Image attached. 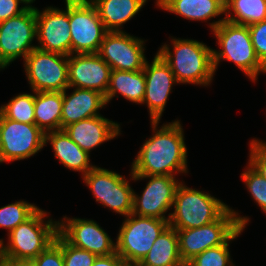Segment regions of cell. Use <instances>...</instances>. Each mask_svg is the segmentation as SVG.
Segmentation results:
<instances>
[{
    "instance_id": "83f0119b",
    "label": "cell",
    "mask_w": 266,
    "mask_h": 266,
    "mask_svg": "<svg viewBox=\"0 0 266 266\" xmlns=\"http://www.w3.org/2000/svg\"><path fill=\"white\" fill-rule=\"evenodd\" d=\"M0 112L11 120L21 123H35L34 117V95L19 94L12 98L7 104L0 107Z\"/></svg>"
},
{
    "instance_id": "1f68e13d",
    "label": "cell",
    "mask_w": 266,
    "mask_h": 266,
    "mask_svg": "<svg viewBox=\"0 0 266 266\" xmlns=\"http://www.w3.org/2000/svg\"><path fill=\"white\" fill-rule=\"evenodd\" d=\"M27 264L29 266H64L62 236L58 233L55 241Z\"/></svg>"
},
{
    "instance_id": "7c38bea8",
    "label": "cell",
    "mask_w": 266,
    "mask_h": 266,
    "mask_svg": "<svg viewBox=\"0 0 266 266\" xmlns=\"http://www.w3.org/2000/svg\"><path fill=\"white\" fill-rule=\"evenodd\" d=\"M83 178L97 202L125 217L132 213L134 190L122 175L94 166Z\"/></svg>"
},
{
    "instance_id": "2e32d148",
    "label": "cell",
    "mask_w": 266,
    "mask_h": 266,
    "mask_svg": "<svg viewBox=\"0 0 266 266\" xmlns=\"http://www.w3.org/2000/svg\"><path fill=\"white\" fill-rule=\"evenodd\" d=\"M63 219L61 222L58 221V233L72 246L97 256H107L116 252V243L96 221L67 217Z\"/></svg>"
},
{
    "instance_id": "f1b7e54d",
    "label": "cell",
    "mask_w": 266,
    "mask_h": 266,
    "mask_svg": "<svg viewBox=\"0 0 266 266\" xmlns=\"http://www.w3.org/2000/svg\"><path fill=\"white\" fill-rule=\"evenodd\" d=\"M39 208L26 201H16L0 208V227L9 233L19 224L29 219Z\"/></svg>"
},
{
    "instance_id": "6da1fadb",
    "label": "cell",
    "mask_w": 266,
    "mask_h": 266,
    "mask_svg": "<svg viewBox=\"0 0 266 266\" xmlns=\"http://www.w3.org/2000/svg\"><path fill=\"white\" fill-rule=\"evenodd\" d=\"M159 121H151L155 133L145 141L132 163V175L175 176L187 173V148L180 121L166 123L159 130Z\"/></svg>"
},
{
    "instance_id": "e0dca14e",
    "label": "cell",
    "mask_w": 266,
    "mask_h": 266,
    "mask_svg": "<svg viewBox=\"0 0 266 266\" xmlns=\"http://www.w3.org/2000/svg\"><path fill=\"white\" fill-rule=\"evenodd\" d=\"M111 68L97 53L68 56L70 88L92 89L104 96L109 85Z\"/></svg>"
},
{
    "instance_id": "5b68a950",
    "label": "cell",
    "mask_w": 266,
    "mask_h": 266,
    "mask_svg": "<svg viewBox=\"0 0 266 266\" xmlns=\"http://www.w3.org/2000/svg\"><path fill=\"white\" fill-rule=\"evenodd\" d=\"M174 212L168 214L175 229H192L217 220L229 207L210 194L180 183L173 201Z\"/></svg>"
},
{
    "instance_id": "ac0fdd59",
    "label": "cell",
    "mask_w": 266,
    "mask_h": 266,
    "mask_svg": "<svg viewBox=\"0 0 266 266\" xmlns=\"http://www.w3.org/2000/svg\"><path fill=\"white\" fill-rule=\"evenodd\" d=\"M143 70L146 86L142 104H147L151 121H160L171 87L177 81L170 66L158 53L151 64L146 61Z\"/></svg>"
},
{
    "instance_id": "4dcf8cb0",
    "label": "cell",
    "mask_w": 266,
    "mask_h": 266,
    "mask_svg": "<svg viewBox=\"0 0 266 266\" xmlns=\"http://www.w3.org/2000/svg\"><path fill=\"white\" fill-rule=\"evenodd\" d=\"M242 174L252 198L258 203L259 207L266 213V179L259 174L250 164Z\"/></svg>"
},
{
    "instance_id": "9a60e30c",
    "label": "cell",
    "mask_w": 266,
    "mask_h": 266,
    "mask_svg": "<svg viewBox=\"0 0 266 266\" xmlns=\"http://www.w3.org/2000/svg\"><path fill=\"white\" fill-rule=\"evenodd\" d=\"M66 10L48 7L40 12L36 9V33L40 46L37 48L71 55V34L69 23V0H65Z\"/></svg>"
},
{
    "instance_id": "f546056e",
    "label": "cell",
    "mask_w": 266,
    "mask_h": 266,
    "mask_svg": "<svg viewBox=\"0 0 266 266\" xmlns=\"http://www.w3.org/2000/svg\"><path fill=\"white\" fill-rule=\"evenodd\" d=\"M244 229L239 228L224 244L206 249L188 263L191 266H234L230 259L229 242L236 239Z\"/></svg>"
},
{
    "instance_id": "603a6c76",
    "label": "cell",
    "mask_w": 266,
    "mask_h": 266,
    "mask_svg": "<svg viewBox=\"0 0 266 266\" xmlns=\"http://www.w3.org/2000/svg\"><path fill=\"white\" fill-rule=\"evenodd\" d=\"M145 86L143 69L140 71L111 70L105 95L106 103H109L117 93H120L127 100L142 104L145 96Z\"/></svg>"
},
{
    "instance_id": "60d3db41",
    "label": "cell",
    "mask_w": 266,
    "mask_h": 266,
    "mask_svg": "<svg viewBox=\"0 0 266 266\" xmlns=\"http://www.w3.org/2000/svg\"><path fill=\"white\" fill-rule=\"evenodd\" d=\"M163 0H157V6L162 2Z\"/></svg>"
},
{
    "instance_id": "8992f818",
    "label": "cell",
    "mask_w": 266,
    "mask_h": 266,
    "mask_svg": "<svg viewBox=\"0 0 266 266\" xmlns=\"http://www.w3.org/2000/svg\"><path fill=\"white\" fill-rule=\"evenodd\" d=\"M228 208L214 222L192 229H176L179 254L183 262H189L206 249L224 244L239 228L245 229L249 218Z\"/></svg>"
},
{
    "instance_id": "d4e9b609",
    "label": "cell",
    "mask_w": 266,
    "mask_h": 266,
    "mask_svg": "<svg viewBox=\"0 0 266 266\" xmlns=\"http://www.w3.org/2000/svg\"><path fill=\"white\" fill-rule=\"evenodd\" d=\"M161 9L186 19L207 21L225 13V0H163Z\"/></svg>"
},
{
    "instance_id": "f35d334b",
    "label": "cell",
    "mask_w": 266,
    "mask_h": 266,
    "mask_svg": "<svg viewBox=\"0 0 266 266\" xmlns=\"http://www.w3.org/2000/svg\"><path fill=\"white\" fill-rule=\"evenodd\" d=\"M8 266H29L27 263H9Z\"/></svg>"
},
{
    "instance_id": "44dd1931",
    "label": "cell",
    "mask_w": 266,
    "mask_h": 266,
    "mask_svg": "<svg viewBox=\"0 0 266 266\" xmlns=\"http://www.w3.org/2000/svg\"><path fill=\"white\" fill-rule=\"evenodd\" d=\"M50 142L55 157L66 167L86 175L94 165H90L89 154L82 150L64 130L45 133V144Z\"/></svg>"
},
{
    "instance_id": "3957f363",
    "label": "cell",
    "mask_w": 266,
    "mask_h": 266,
    "mask_svg": "<svg viewBox=\"0 0 266 266\" xmlns=\"http://www.w3.org/2000/svg\"><path fill=\"white\" fill-rule=\"evenodd\" d=\"M222 50H213V66L216 71L219 62L232 61L252 81L257 80L260 72L266 73V67L256 56L249 28L246 25L230 23L222 18L210 23Z\"/></svg>"
},
{
    "instance_id": "d6a6232c",
    "label": "cell",
    "mask_w": 266,
    "mask_h": 266,
    "mask_svg": "<svg viewBox=\"0 0 266 266\" xmlns=\"http://www.w3.org/2000/svg\"><path fill=\"white\" fill-rule=\"evenodd\" d=\"M62 256L64 266H92L97 255L69 244L62 237Z\"/></svg>"
},
{
    "instance_id": "9c48e42d",
    "label": "cell",
    "mask_w": 266,
    "mask_h": 266,
    "mask_svg": "<svg viewBox=\"0 0 266 266\" xmlns=\"http://www.w3.org/2000/svg\"><path fill=\"white\" fill-rule=\"evenodd\" d=\"M71 54L98 53L108 30L90 0H69Z\"/></svg>"
},
{
    "instance_id": "8d00e7d4",
    "label": "cell",
    "mask_w": 266,
    "mask_h": 266,
    "mask_svg": "<svg viewBox=\"0 0 266 266\" xmlns=\"http://www.w3.org/2000/svg\"><path fill=\"white\" fill-rule=\"evenodd\" d=\"M92 266H129L117 253L107 256H97Z\"/></svg>"
},
{
    "instance_id": "d590c367",
    "label": "cell",
    "mask_w": 266,
    "mask_h": 266,
    "mask_svg": "<svg viewBox=\"0 0 266 266\" xmlns=\"http://www.w3.org/2000/svg\"><path fill=\"white\" fill-rule=\"evenodd\" d=\"M20 3L26 6L19 7ZM31 3L28 0H0V22L20 15Z\"/></svg>"
},
{
    "instance_id": "7a4b0ae2",
    "label": "cell",
    "mask_w": 266,
    "mask_h": 266,
    "mask_svg": "<svg viewBox=\"0 0 266 266\" xmlns=\"http://www.w3.org/2000/svg\"><path fill=\"white\" fill-rule=\"evenodd\" d=\"M173 52L164 44L158 54L170 66L177 83L210 85L215 73L213 49L190 39H173Z\"/></svg>"
},
{
    "instance_id": "ab89813d",
    "label": "cell",
    "mask_w": 266,
    "mask_h": 266,
    "mask_svg": "<svg viewBox=\"0 0 266 266\" xmlns=\"http://www.w3.org/2000/svg\"><path fill=\"white\" fill-rule=\"evenodd\" d=\"M179 266H191L188 262H183L181 265Z\"/></svg>"
},
{
    "instance_id": "8fae6325",
    "label": "cell",
    "mask_w": 266,
    "mask_h": 266,
    "mask_svg": "<svg viewBox=\"0 0 266 266\" xmlns=\"http://www.w3.org/2000/svg\"><path fill=\"white\" fill-rule=\"evenodd\" d=\"M45 145V133L35 123H21L0 112V163L27 159Z\"/></svg>"
},
{
    "instance_id": "74e56055",
    "label": "cell",
    "mask_w": 266,
    "mask_h": 266,
    "mask_svg": "<svg viewBox=\"0 0 266 266\" xmlns=\"http://www.w3.org/2000/svg\"><path fill=\"white\" fill-rule=\"evenodd\" d=\"M8 265H9V262H8L7 258L5 257V255L0 250V266H8Z\"/></svg>"
},
{
    "instance_id": "7402d4cb",
    "label": "cell",
    "mask_w": 266,
    "mask_h": 266,
    "mask_svg": "<svg viewBox=\"0 0 266 266\" xmlns=\"http://www.w3.org/2000/svg\"><path fill=\"white\" fill-rule=\"evenodd\" d=\"M108 31H121L120 27L133 18L147 0H90Z\"/></svg>"
},
{
    "instance_id": "e575fe53",
    "label": "cell",
    "mask_w": 266,
    "mask_h": 266,
    "mask_svg": "<svg viewBox=\"0 0 266 266\" xmlns=\"http://www.w3.org/2000/svg\"><path fill=\"white\" fill-rule=\"evenodd\" d=\"M250 146L249 164L266 179V142L253 139Z\"/></svg>"
},
{
    "instance_id": "4316f807",
    "label": "cell",
    "mask_w": 266,
    "mask_h": 266,
    "mask_svg": "<svg viewBox=\"0 0 266 266\" xmlns=\"http://www.w3.org/2000/svg\"><path fill=\"white\" fill-rule=\"evenodd\" d=\"M225 13L226 21L250 26L266 19V0H225Z\"/></svg>"
},
{
    "instance_id": "5bb4252c",
    "label": "cell",
    "mask_w": 266,
    "mask_h": 266,
    "mask_svg": "<svg viewBox=\"0 0 266 266\" xmlns=\"http://www.w3.org/2000/svg\"><path fill=\"white\" fill-rule=\"evenodd\" d=\"M131 179L139 180L150 178L141 196L134 192L132 213L141 217H153L169 219L164 214L171 207L175 198V192L181 182L176 177L162 175H132Z\"/></svg>"
},
{
    "instance_id": "cb8c5ba5",
    "label": "cell",
    "mask_w": 266,
    "mask_h": 266,
    "mask_svg": "<svg viewBox=\"0 0 266 266\" xmlns=\"http://www.w3.org/2000/svg\"><path fill=\"white\" fill-rule=\"evenodd\" d=\"M182 263L177 231L168 225L137 266H179Z\"/></svg>"
},
{
    "instance_id": "484cf974",
    "label": "cell",
    "mask_w": 266,
    "mask_h": 266,
    "mask_svg": "<svg viewBox=\"0 0 266 266\" xmlns=\"http://www.w3.org/2000/svg\"><path fill=\"white\" fill-rule=\"evenodd\" d=\"M63 92H34L35 124L44 132L61 130Z\"/></svg>"
},
{
    "instance_id": "836d02e7",
    "label": "cell",
    "mask_w": 266,
    "mask_h": 266,
    "mask_svg": "<svg viewBox=\"0 0 266 266\" xmlns=\"http://www.w3.org/2000/svg\"><path fill=\"white\" fill-rule=\"evenodd\" d=\"M248 28L256 56L266 67V19Z\"/></svg>"
},
{
    "instance_id": "52a82bcc",
    "label": "cell",
    "mask_w": 266,
    "mask_h": 266,
    "mask_svg": "<svg viewBox=\"0 0 266 266\" xmlns=\"http://www.w3.org/2000/svg\"><path fill=\"white\" fill-rule=\"evenodd\" d=\"M168 220L133 213L126 216L117 236L116 252L129 266H137L169 225Z\"/></svg>"
},
{
    "instance_id": "30bf717a",
    "label": "cell",
    "mask_w": 266,
    "mask_h": 266,
    "mask_svg": "<svg viewBox=\"0 0 266 266\" xmlns=\"http://www.w3.org/2000/svg\"><path fill=\"white\" fill-rule=\"evenodd\" d=\"M36 33V9L32 5L20 15L0 22V69L27 55L37 46L31 45Z\"/></svg>"
},
{
    "instance_id": "ffe728a7",
    "label": "cell",
    "mask_w": 266,
    "mask_h": 266,
    "mask_svg": "<svg viewBox=\"0 0 266 266\" xmlns=\"http://www.w3.org/2000/svg\"><path fill=\"white\" fill-rule=\"evenodd\" d=\"M66 90L63 91L61 130L80 120L99 116L98 110L107 104L99 91L75 87L72 94L67 95Z\"/></svg>"
},
{
    "instance_id": "277c9868",
    "label": "cell",
    "mask_w": 266,
    "mask_h": 266,
    "mask_svg": "<svg viewBox=\"0 0 266 266\" xmlns=\"http://www.w3.org/2000/svg\"><path fill=\"white\" fill-rule=\"evenodd\" d=\"M46 215L39 208L29 219L8 233L9 242L6 246L0 239V250L9 263H29L55 241L59 223L52 219L45 223Z\"/></svg>"
},
{
    "instance_id": "d6986e66",
    "label": "cell",
    "mask_w": 266,
    "mask_h": 266,
    "mask_svg": "<svg viewBox=\"0 0 266 266\" xmlns=\"http://www.w3.org/2000/svg\"><path fill=\"white\" fill-rule=\"evenodd\" d=\"M63 130L88 154L93 148L120 134L119 124L101 115L72 123Z\"/></svg>"
},
{
    "instance_id": "ba28073f",
    "label": "cell",
    "mask_w": 266,
    "mask_h": 266,
    "mask_svg": "<svg viewBox=\"0 0 266 266\" xmlns=\"http://www.w3.org/2000/svg\"><path fill=\"white\" fill-rule=\"evenodd\" d=\"M24 62L33 92H63L69 89L68 56L35 48Z\"/></svg>"
},
{
    "instance_id": "4fadbf2b",
    "label": "cell",
    "mask_w": 266,
    "mask_h": 266,
    "mask_svg": "<svg viewBox=\"0 0 266 266\" xmlns=\"http://www.w3.org/2000/svg\"><path fill=\"white\" fill-rule=\"evenodd\" d=\"M144 40L124 31H108L98 50V55L111 70L140 71L144 69Z\"/></svg>"
}]
</instances>
